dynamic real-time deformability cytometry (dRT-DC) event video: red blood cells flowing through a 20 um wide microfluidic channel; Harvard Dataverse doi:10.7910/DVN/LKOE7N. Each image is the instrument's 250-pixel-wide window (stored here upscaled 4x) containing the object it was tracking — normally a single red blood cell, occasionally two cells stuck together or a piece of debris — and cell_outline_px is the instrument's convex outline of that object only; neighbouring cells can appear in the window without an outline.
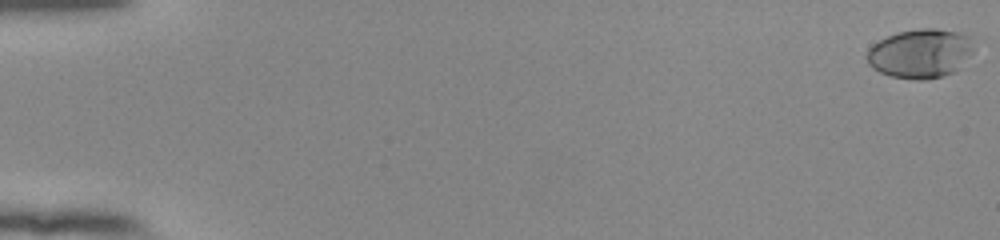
{"species": "human", "species_latin": "Homo sapiens", "temperature_condition": "room temperature", "stored_images_in_passage": 54, "camera_frame_rate_fps": 3000, "um_per_image_px": 0.085, "donor": {"sex": "female"}, "frame": {"image": 1, "passage_image": 1, "time_ms": 0.0, "image_size_px": [1000, 240], "cell_outline_px": [[976, 44], [972, 52], [960, 68], [944, 76], [924, 80], [916, 80], [892, 76], [880, 72], [872, 68], [868, 64], [868, 48], [872, 44], [896, 32], [920, 28], [936, 28], [960, 32], [976, 40]], "centroid_in_image_um": [78.27, 4.53], "position_along_channel_um": 6.7, "area_um2": 30.98}}
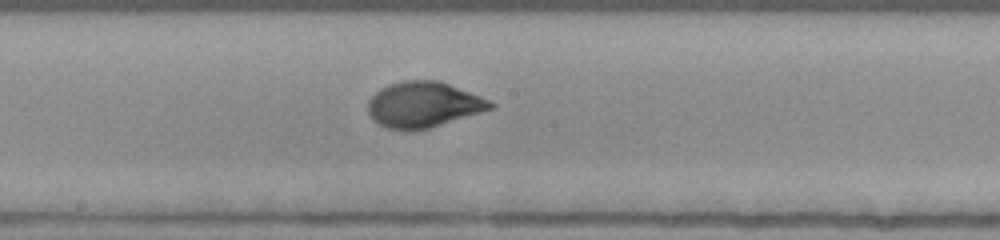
{"frame": {"image": 2, "passage_image": 31, "time_ms": 10.0, "image_size_px": [1000, 240], "cell_outline_px": [[496, 108], [428, 128], [412, 132], [388, 128], [372, 120], [368, 112], [368, 100], [380, 88], [388, 84], [404, 80], [440, 80], [480, 96], [496, 104]], "centroid_in_image_um": [35.99, 8.9], "position_along_channel_um": 212.2, "area_um2": 32.83}}
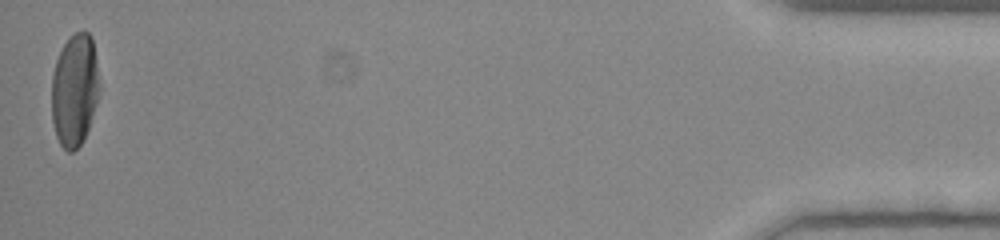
{"frame": {"image": 3, "passage_image": 54, "time_ms": 17.667, "image_size_px": [1000, 240], "cell_outline_px": [[100, 88], [96, 104], [84, 140], [72, 152], [68, 152], [60, 144], [56, 136], [52, 120], [52, 76], [56, 60], [64, 44], [76, 32], [84, 28], [92, 36], [100, 84]], "centroid_in_image_um": [6.35, 7.64], "position_along_channel_um": 428.8, "area_um2": 31.39}, "authors_computed_cell_mechanics": {"area_um2": 31.2987, "velocity_mm_per_s": 3.9357, "shape_relaxation_time_tau1_ms": 3.3606, "shape_relaxation_time_tau2_ms": null, "deformation_change_tau1": 0.1939, "deformation_change_tau2": null}}